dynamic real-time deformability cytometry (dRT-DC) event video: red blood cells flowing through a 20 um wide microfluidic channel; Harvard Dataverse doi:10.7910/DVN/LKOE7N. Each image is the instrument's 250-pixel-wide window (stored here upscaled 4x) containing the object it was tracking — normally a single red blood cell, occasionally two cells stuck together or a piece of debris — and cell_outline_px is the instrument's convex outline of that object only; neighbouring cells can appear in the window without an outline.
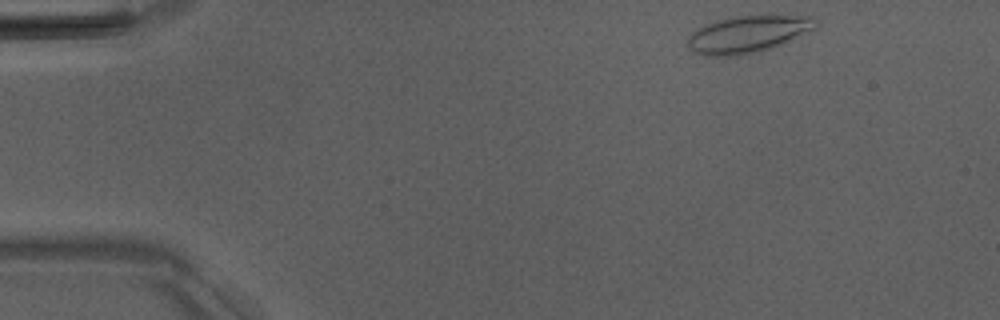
{"species": "Egyptian fruit bat (a non-hibernating species)", "species_latin": "Rousettus aegyptiacus", "temperature_condition": "room temperature", "stored_images_in_passage": 9, "camera_frame_rate_fps": 3000, "um_per_image_px": 0.085, "animal": {"sex": "male"}, "frame": {"image": 1, "passage_image": 1, "time_ms": 0.0, "image_size_px": [1000, 320], "cell_outline_px": [[816, 28], [772, 48], [752, 52], [728, 56], [704, 56], [692, 52], [688, 48], [688, 36], [696, 28], [704, 24], [716, 20], [736, 16], [768, 12], [816, 16]], "centroid_in_image_um": [63.6, 2.83], "position_along_channel_um": 21.4, "area_um2": 28.55}}